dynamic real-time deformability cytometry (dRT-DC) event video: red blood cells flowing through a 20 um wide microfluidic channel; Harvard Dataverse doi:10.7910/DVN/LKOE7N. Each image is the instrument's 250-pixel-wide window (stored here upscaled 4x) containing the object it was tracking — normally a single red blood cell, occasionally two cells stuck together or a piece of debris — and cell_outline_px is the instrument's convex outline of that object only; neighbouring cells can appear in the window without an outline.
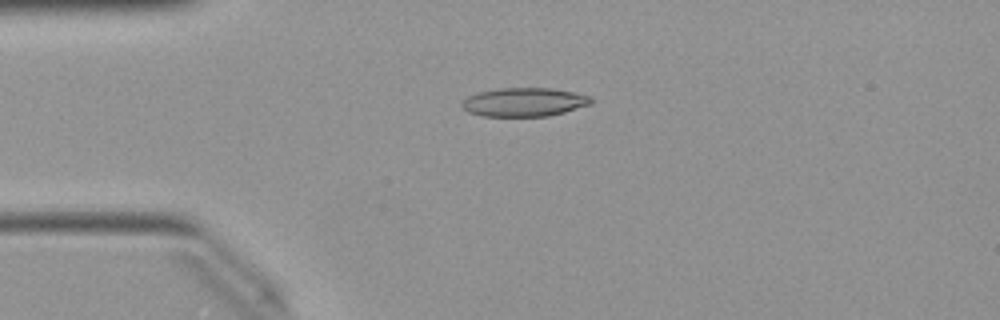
{"species": "Egyptian fruit bat (a non-hibernating species)", "species_latin": "Rousettus aegyptiacus", "temperature_condition": "warm", "stored_images_in_passage": 43, "camera_frame_rate_fps": 3000, "um_per_image_px": 0.085, "animal": {"sex": "female"}, "frame": {"image": 1, "passage_image": 5, "time_ms": 1.333, "image_size_px": [1000, 320], "cell_outline_px": [[592, 104], [564, 112], [548, 116], [480, 116], [468, 112], [460, 104], [468, 96], [480, 92], [500, 88], [552, 88], [576, 92], [592, 96]], "centroid_in_image_um": [44.59, 8.68], "position_along_channel_um": 40.4, "area_um2": 21.68}}
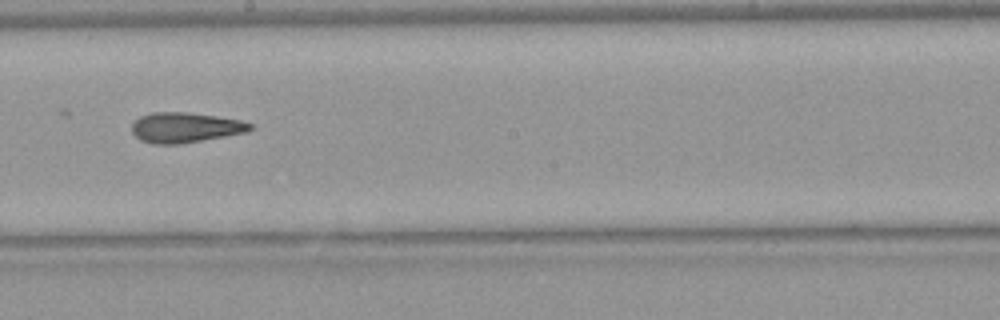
{"frame": {"image": 2, "passage_image": 21, "time_ms": 6.667, "image_size_px": [1000, 320], "cell_outline_px": [[252, 128], [248, 132], [180, 144], [152, 144], [140, 140], [132, 132], [132, 124], [140, 116], [152, 112], [188, 112], [244, 120], [252, 124]], "centroid_in_image_um": [15.75, 10.83], "position_along_channel_um": 232.4, "area_um2": 20.92}}
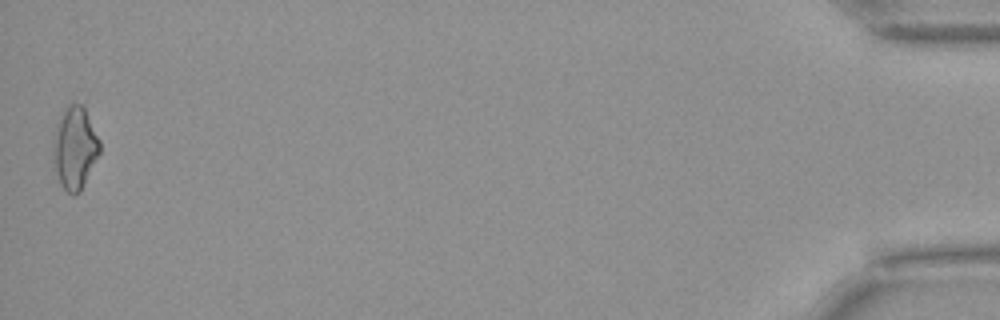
{"frame": {"image": 3, "passage_image": 43, "time_ms": 14.0, "image_size_px": [1000, 320], "cell_outline_px": [[100, 152], [80, 192], [72, 196], [60, 184], [56, 172], [52, 152], [52, 140], [56, 124], [60, 116], [68, 104], [84, 104], [100, 140]], "centroid_in_image_um": [6.35, 12.55], "position_along_channel_um": 428.8, "area_um2": 22.6}, "authors_computed_cell_mechanics": {"area_um2": 20.8658, "velocity_mm_per_s": 4.0459, "shape_relaxation_time_tau1_ms": null, "shape_relaxation_time_tau2_ms": 4.6059, "deformation_change_tau1": null, "deformation_change_tau2": 0.1506}}